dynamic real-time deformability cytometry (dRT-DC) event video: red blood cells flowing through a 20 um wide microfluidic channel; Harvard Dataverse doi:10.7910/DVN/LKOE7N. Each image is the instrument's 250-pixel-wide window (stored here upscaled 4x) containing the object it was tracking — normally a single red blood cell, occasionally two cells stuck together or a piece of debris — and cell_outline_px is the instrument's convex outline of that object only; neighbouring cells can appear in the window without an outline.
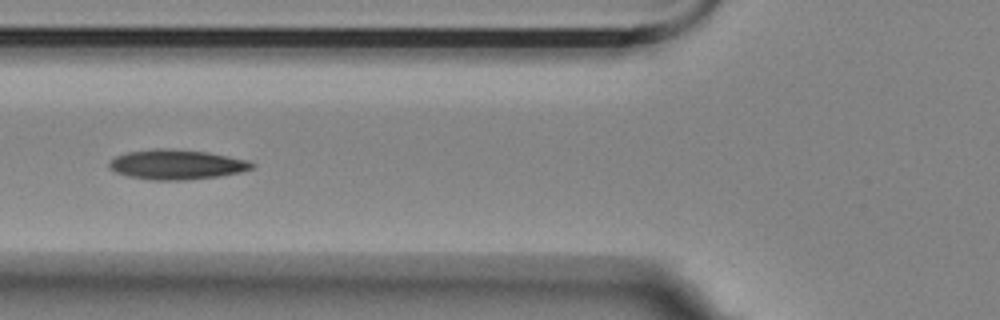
{"species": "Egyptian fruit bat (a non-hibernating species)", "species_latin": "Rousettus aegyptiacus", "temperature_condition": "room temperature", "stored_images_in_passage": 14, "camera_frame_rate_fps": 3000, "um_per_image_px": 0.085, "animal": {"sex": "female"}, "frame": {"image": 1, "passage_image": 4, "time_ms": 1.0, "image_size_px": [1000, 320], "cell_outline_px": [[256, 164], [252, 168], [240, 172], [220, 176], [184, 180], [148, 180], [128, 176], [116, 172], [108, 168], [108, 160], [116, 156], [128, 152], [152, 148], [168, 148], [208, 152], [248, 160]], "centroid_in_image_um": [14.98, 13.98], "position_along_channel_um": 110.8, "area_um2": 25.03}}
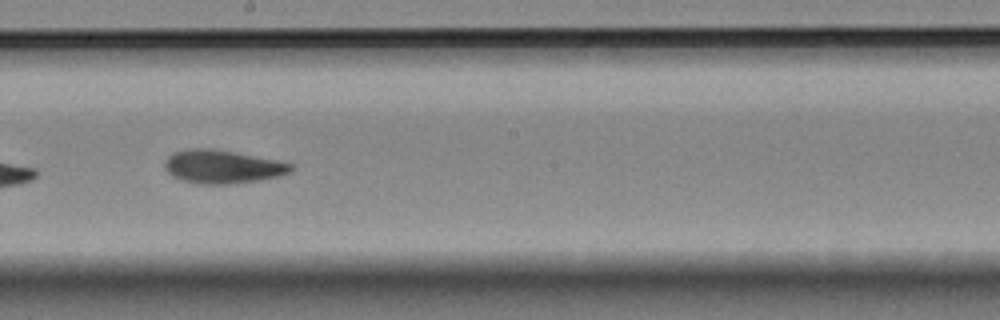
{"frame": {"image": 2, "passage_image": 7, "time_ms": 2.0, "image_size_px": [1000, 320], "cell_outline_px": [[296, 168], [292, 172], [280, 176], [260, 180], [228, 184], [200, 184], [184, 180], [172, 176], [168, 172], [164, 164], [168, 156], [176, 152], [192, 148], [212, 148], [276, 160], [296, 164]], "centroid_in_image_um": [18.98, 14.17], "position_along_channel_um": 229.2, "area_um2": 24.51}}
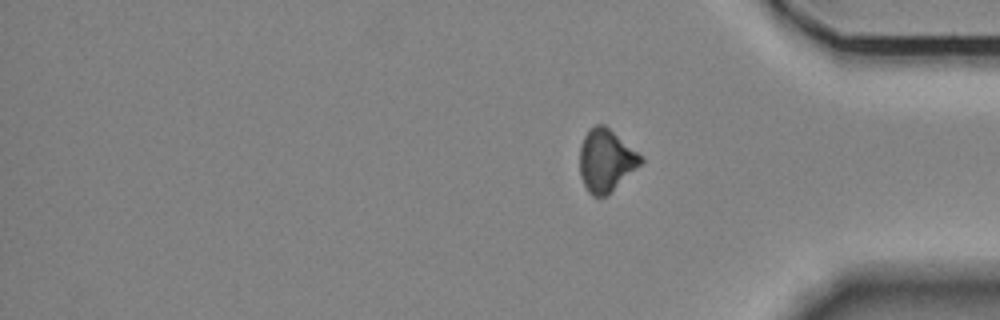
{"frame": {"image": 3, "passage_image": 14, "time_ms": 4.333, "image_size_px": [1000, 320], "cell_outline_px": [[644, 160], [608, 196], [592, 196], [588, 192], [580, 176], [580, 148], [584, 136], [588, 128], [596, 124], [604, 124], [644, 156]], "centroid_in_image_um": [51.51, 13.63], "position_along_channel_um": 383.7, "area_um2": 22.37}}